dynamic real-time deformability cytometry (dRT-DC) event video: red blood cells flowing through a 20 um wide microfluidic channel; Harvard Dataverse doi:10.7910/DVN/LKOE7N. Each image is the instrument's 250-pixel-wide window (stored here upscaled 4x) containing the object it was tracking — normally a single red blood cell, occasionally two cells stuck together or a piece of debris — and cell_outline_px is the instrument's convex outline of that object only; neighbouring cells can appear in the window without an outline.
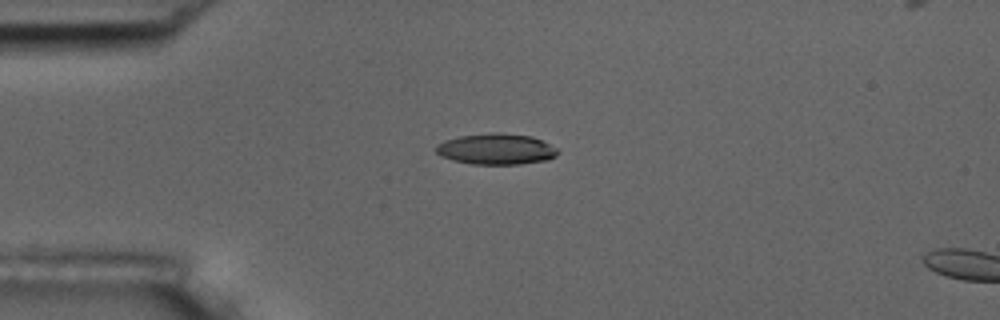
{"species": "common noctule bat (a hibernating species)", "species_latin": "Nyctalus noctula", "temperature_condition": "room temperature", "stored_images_in_passage": 4, "camera_frame_rate_fps": 3000, "um_per_image_px": 0.085, "animal": {"sex": "male", "body_mass_g": 17.5, "forearm_length_mm": 52.3}, "frame": {"image": 1, "passage_image": 1, "time_ms": 0.0, "image_size_px": [1000, 320], "cell_outline_px": [[560, 152], [556, 156], [548, 160], [520, 164], [472, 164], [452, 160], [440, 156], [436, 152], [436, 144], [444, 140], [460, 136], [492, 132], [496, 132], [532, 136], [556, 148]], "centroid_in_image_um": [42.16, 12.67], "position_along_channel_um": 42.8, "area_um2": 22.02}}